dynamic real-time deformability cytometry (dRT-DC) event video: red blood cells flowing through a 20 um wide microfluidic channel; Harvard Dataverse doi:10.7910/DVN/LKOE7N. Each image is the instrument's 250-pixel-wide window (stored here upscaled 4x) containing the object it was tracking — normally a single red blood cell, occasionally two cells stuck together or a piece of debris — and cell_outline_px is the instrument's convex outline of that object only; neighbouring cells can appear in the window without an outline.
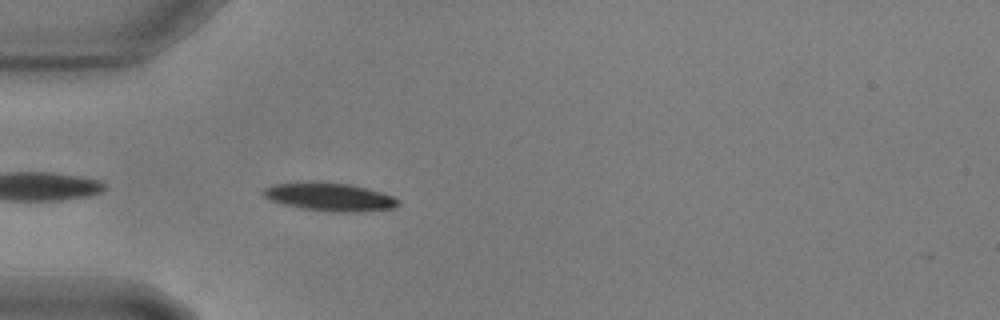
{"species": "common noctule bat (a hibernating species)", "species_latin": "Nyctalus noctula", "temperature_condition": "warm", "stored_images_in_passage": 21, "camera_frame_rate_fps": 3000, "um_per_image_px": 0.085, "animal": {"sex": "male", "body_mass_g": 17.9, "forearm_length_mm": 54.2}, "frame": {"image": 1, "passage_image": 3, "time_ms": 0.667, "image_size_px": [1000, 320], "cell_outline_px": [[400, 204], [396, 208], [360, 212], [332, 212], [300, 208], [268, 200], [264, 196], [264, 188], [272, 184], [312, 180], [316, 180], [352, 184], [380, 192], [392, 196], [400, 200]], "centroid_in_image_um": [28.02, 16.72], "position_along_channel_um": 57.0, "area_um2": 22.72}}
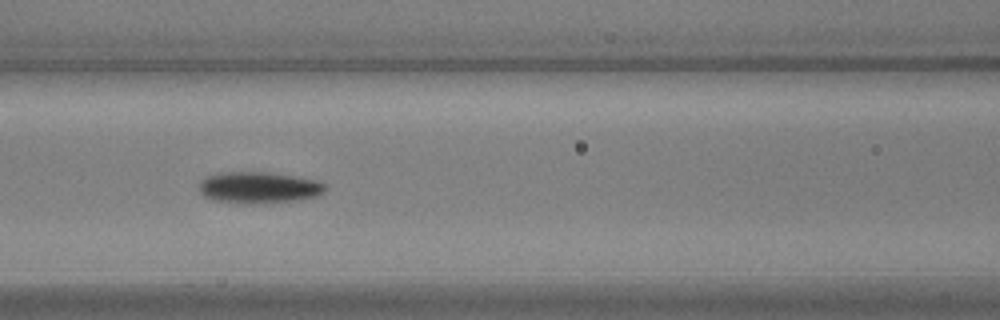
{"frame": {"image": 2, "passage_image": 11, "time_ms": 3.333, "image_size_px": [1000, 320], "cell_outline_px": [[324, 192], [316, 196], [296, 200], [264, 204], [240, 204], [212, 200], [204, 196], [200, 192], [200, 180], [204, 176], [220, 172], [268, 172], [316, 180], [324, 184]], "centroid_in_image_um": [21.93, 15.95], "position_along_channel_um": 144.7, "area_um2": 23.35}}
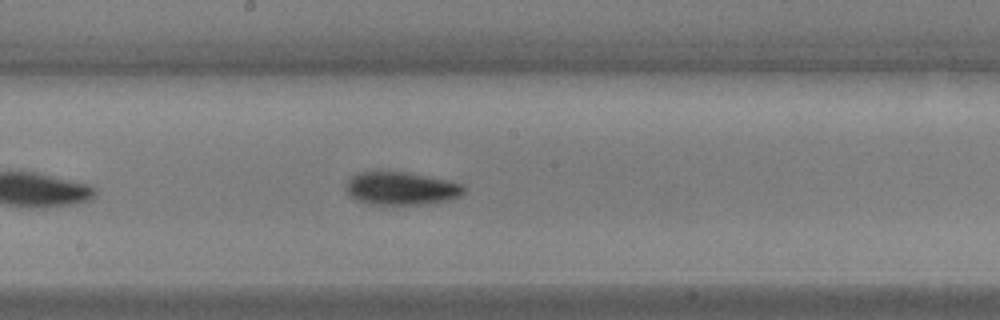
{"frame": {"image": 3, "passage_image": 17, "time_ms": 5.333, "image_size_px": [1000, 320], "cell_outline_px": [[464, 192], [460, 196], [452, 200], [428, 204], [368, 204], [356, 200], [348, 192], [348, 180], [356, 172], [408, 172], [464, 184]], "centroid_in_image_um": [34.15, 16.02], "position_along_channel_um": 214.1, "area_um2": 22.54}}